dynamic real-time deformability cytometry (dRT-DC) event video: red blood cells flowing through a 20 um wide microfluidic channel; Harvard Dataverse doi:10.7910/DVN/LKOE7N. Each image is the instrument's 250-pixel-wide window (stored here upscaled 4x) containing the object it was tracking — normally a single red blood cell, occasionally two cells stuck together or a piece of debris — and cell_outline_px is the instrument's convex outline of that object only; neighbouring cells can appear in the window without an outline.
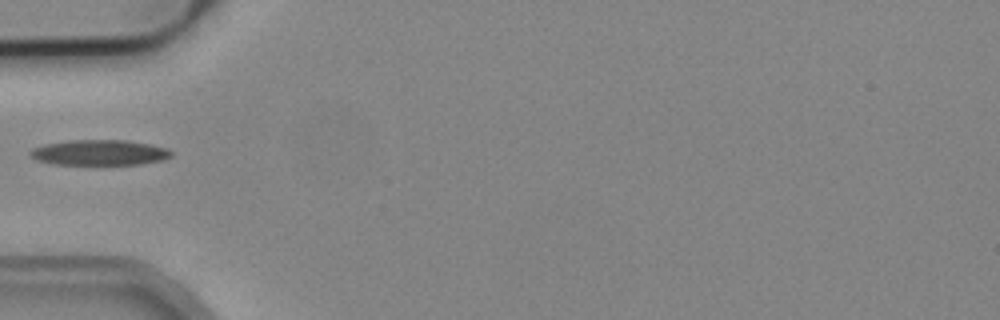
{"species": "common noctule bat (a hibernating species)", "species_latin": "Nyctalus noctula", "temperature_condition": "cold", "stored_images_in_passage": 1, "camera_frame_rate_fps": 3000, "um_per_image_px": 0.085, "animal": {"sex": "male", "body_mass_g": 19.2, "forearm_length_mm": 51.8}, "frame": {"image": 1, "passage_image": 1, "time_ms": 0.0, "image_size_px": [1000, 320], "cell_outline_px": [[172, 156], [164, 160], [144, 164], [100, 168], [52, 164], [40, 160], [32, 156], [28, 152], [32, 148], [44, 144], [68, 140], [124, 140], [148, 144], [168, 148], [172, 152]], "centroid_in_image_um": [8.48, 13.03], "position_along_channel_um": 76.5, "area_um2": 22.2}}